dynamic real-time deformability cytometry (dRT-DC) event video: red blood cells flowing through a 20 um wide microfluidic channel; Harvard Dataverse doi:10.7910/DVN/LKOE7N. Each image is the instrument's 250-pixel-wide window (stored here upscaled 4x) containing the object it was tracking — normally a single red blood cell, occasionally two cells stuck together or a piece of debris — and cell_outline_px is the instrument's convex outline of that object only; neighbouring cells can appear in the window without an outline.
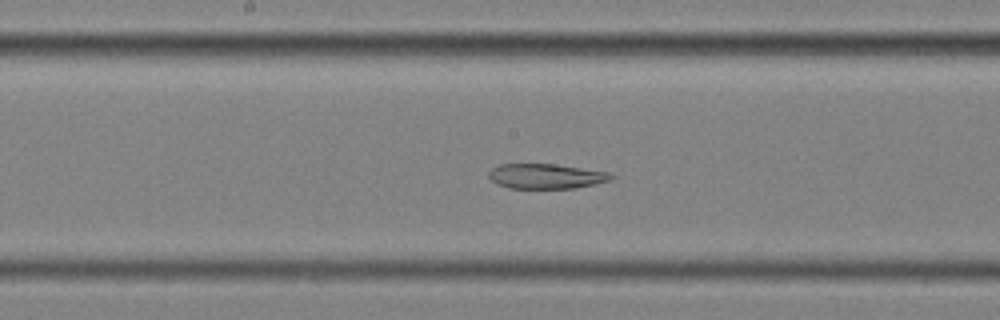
{"species": "common noctule bat (a hibernating species)", "species_latin": "Nyctalus noctula", "temperature_condition": "cold", "stored_images_in_passage": 58, "segment_of_instrument_passage": [2, 2], "camera_frame_rate_fps": 3000, "um_per_image_px": 0.085, "animal": {"sex": "female", "body_mass_g": 25.1}, "frame": {"image": 1, "passage_image": 31, "time_ms": 10.0, "image_size_px": [1000, 320], "cell_outline_px": [[616, 176], [608, 180], [596, 184], [576, 188], [508, 188], [496, 184], [488, 176], [488, 172], [492, 168], [500, 164], [552, 164], [608, 172]], "centroid_in_image_um": [46.38, 14.98], "position_along_channel_um": 201.8, "area_um2": 17.69}}
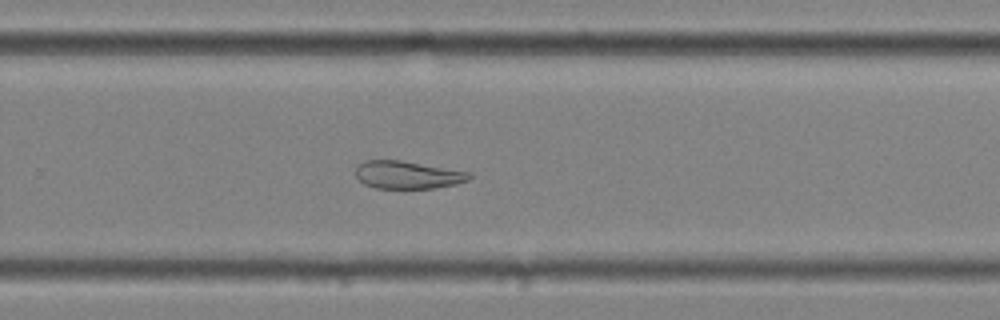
{"frame": {"image": 2, "passage_image": 39, "time_ms": 12.667, "image_size_px": [1000, 320], "cell_outline_px": [[472, 176], [468, 180], [456, 184], [436, 188], [376, 188], [364, 184], [356, 176], [356, 164], [364, 160], [400, 160], [472, 172]], "centroid_in_image_um": [34.65, 14.85], "position_along_channel_um": 295.2, "area_um2": 18.5}}
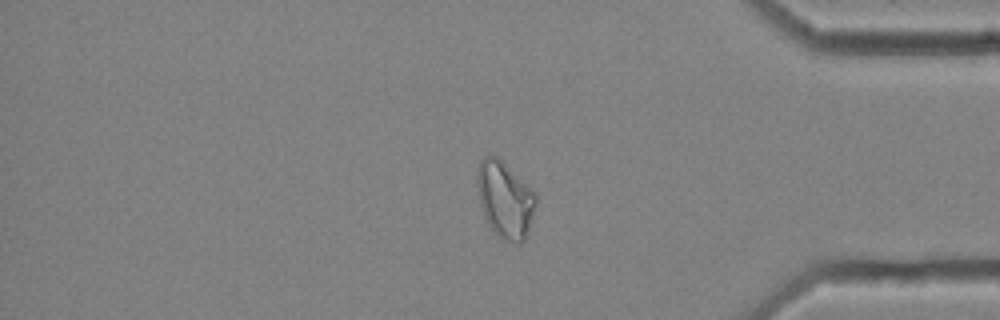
{"frame": {"image": 3, "passage_image": 49, "time_ms": 16.0, "image_size_px": [1000, 320], "cell_outline_px": [[536, 204], [524, 240], [520, 244], [508, 240], [500, 236], [492, 228], [484, 216], [480, 204], [476, 184], [476, 168], [480, 160], [484, 156], [496, 156], [536, 192]], "centroid_in_image_um": [42.9, 16.92], "position_along_channel_um": 392.3, "area_um2": 25.78}}